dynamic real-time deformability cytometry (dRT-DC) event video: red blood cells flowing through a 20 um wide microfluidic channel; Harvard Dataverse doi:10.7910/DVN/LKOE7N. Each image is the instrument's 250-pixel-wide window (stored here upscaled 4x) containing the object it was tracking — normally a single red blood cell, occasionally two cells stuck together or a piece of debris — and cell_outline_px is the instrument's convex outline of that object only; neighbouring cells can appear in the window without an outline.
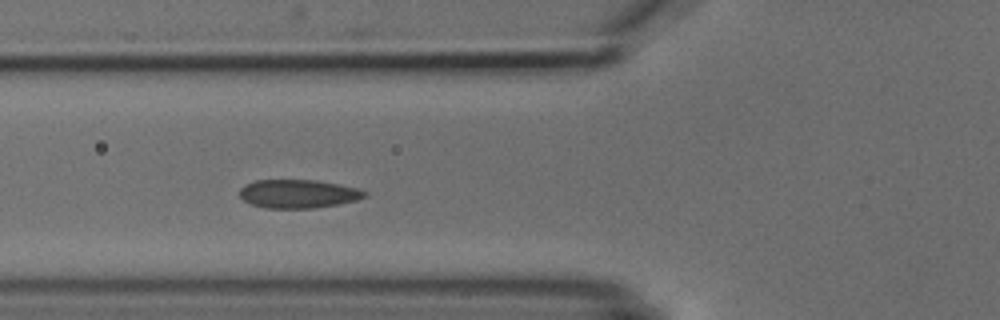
{"species": "common noctule bat (a hibernating species)", "species_latin": "Nyctalus noctula", "temperature_condition": "cold", "stored_images_in_passage": 7, "camera_frame_rate_fps": 3000, "um_per_image_px": 0.085, "animal": {"sex": "male", "body_mass_g": 18.8}, "frame": {"image": 1, "passage_image": 3, "time_ms": 2.0, "image_size_px": [1000, 320], "cell_outline_px": [[368, 196], [356, 200], [340, 204], [316, 208], [268, 208], [252, 204], [244, 200], [240, 196], [240, 188], [244, 184], [256, 180], [316, 180], [340, 184], [360, 188], [368, 192]], "centroid_in_image_um": [25.4, 16.47], "position_along_channel_um": 100.4, "area_um2": 20.98}}
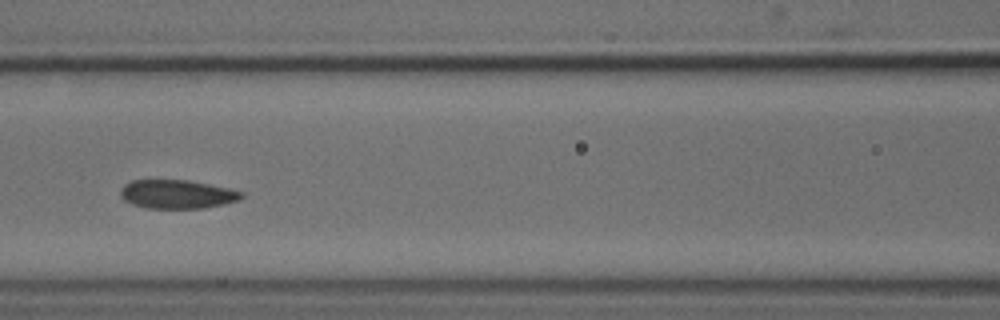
{"frame": {"image": 2, "passage_image": 4, "time_ms": 3.333, "image_size_px": [1000, 320], "cell_outline_px": [[244, 196], [240, 200], [224, 204], [204, 208], [144, 208], [132, 204], [124, 200], [120, 196], [120, 188], [124, 184], [132, 180], [188, 180], [228, 188], [244, 192]], "centroid_in_image_um": [15.04, 16.51], "position_along_channel_um": 151.6, "area_um2": 20.4}}